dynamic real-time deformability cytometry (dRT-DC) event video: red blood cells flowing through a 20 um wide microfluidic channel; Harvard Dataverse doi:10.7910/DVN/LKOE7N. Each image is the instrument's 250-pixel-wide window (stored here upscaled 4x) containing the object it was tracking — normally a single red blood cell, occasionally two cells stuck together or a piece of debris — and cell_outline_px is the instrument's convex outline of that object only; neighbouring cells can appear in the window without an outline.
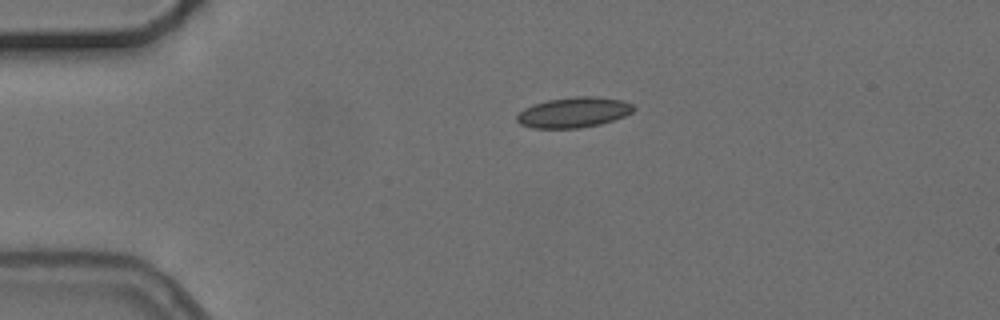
{"species": "common noctule bat (a hibernating species)", "species_latin": "Nyctalus noctula", "temperature_condition": "cold", "stored_images_in_passage": 2, "camera_frame_rate_fps": 3000, "um_per_image_px": 0.085, "animal": {"sex": "female", "body_mass_g": 24.6, "forearm_length_mm": 56.2}, "frame": {"image": 1, "passage_image": 1, "time_ms": 0.0, "image_size_px": [1000, 320], "cell_outline_px": [[636, 108], [632, 112], [624, 116], [600, 124], [580, 128], [532, 128], [520, 124], [516, 120], [516, 116], [524, 108], [532, 104], [548, 100], [576, 96], [596, 96], [624, 100], [632, 104]], "centroid_in_image_um": [48.76, 9.54], "position_along_channel_um": 36.2, "area_um2": 20.75}}